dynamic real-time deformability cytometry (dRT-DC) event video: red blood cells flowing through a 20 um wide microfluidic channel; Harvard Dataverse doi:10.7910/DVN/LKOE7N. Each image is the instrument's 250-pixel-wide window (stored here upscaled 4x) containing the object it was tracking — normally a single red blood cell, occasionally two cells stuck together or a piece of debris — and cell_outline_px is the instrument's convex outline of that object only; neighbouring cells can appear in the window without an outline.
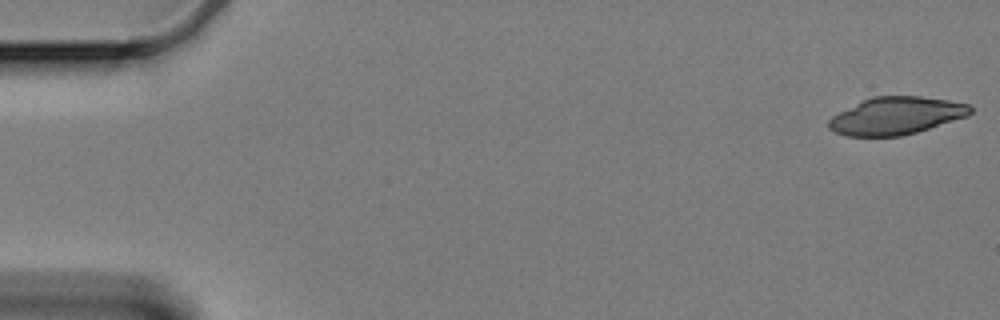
{"species": "Egyptian fruit bat (a non-hibernating species)", "species_latin": "Rousettus aegyptiacus", "temperature_condition": "cold", "stored_images_in_passage": 17, "camera_frame_rate_fps": 3000, "um_per_image_px": 0.085, "animal": {"sex": "female"}, "frame": {"image": 1, "passage_image": 1, "time_ms": 0.0, "image_size_px": [1000, 320], "cell_outline_px": [[972, 112], [968, 116], [916, 132], [900, 136], [844, 136], [828, 128], [828, 120], [832, 116], [872, 96], [920, 96], [948, 100], [968, 104], [972, 108]], "centroid_in_image_um": [76.18, 9.84], "position_along_channel_um": 8.8, "area_um2": 30.69}}
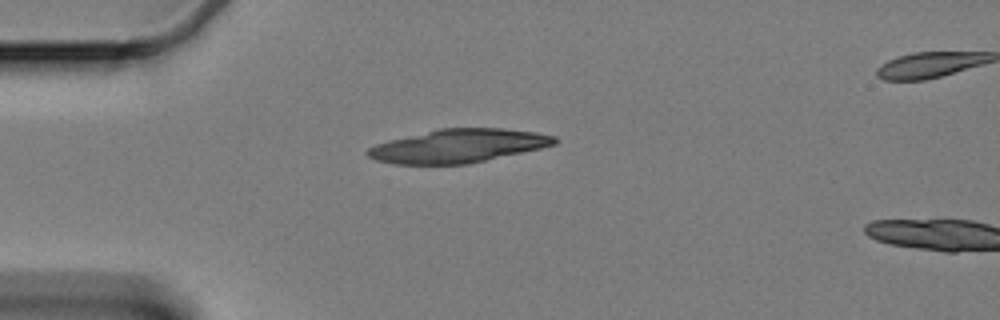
{"frame": {"image": 2, "passage_image": 15, "time_ms": 4.667, "image_size_px": [1000, 320], "cell_outline_px": [[560, 140], [556, 144], [540, 148], [468, 164], [392, 164], [376, 160], [368, 156], [364, 152], [368, 148], [376, 144], [388, 140], [440, 128], [500, 128], [536, 132], [556, 136]], "centroid_in_image_um": [38.94, 12.4], "position_along_channel_um": 46.1, "area_um2": 36.41}}